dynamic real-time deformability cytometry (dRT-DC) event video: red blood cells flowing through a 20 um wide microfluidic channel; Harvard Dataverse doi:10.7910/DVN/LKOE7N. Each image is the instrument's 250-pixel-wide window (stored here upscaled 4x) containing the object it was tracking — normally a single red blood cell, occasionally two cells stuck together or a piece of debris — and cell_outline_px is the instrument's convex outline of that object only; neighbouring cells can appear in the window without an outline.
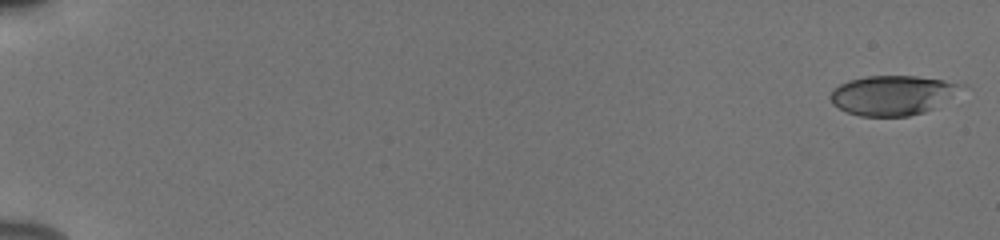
{"species": "human", "species_latin": "Homo sapiens", "temperature_condition": "cold", "stored_images_in_passage": 55, "camera_frame_rate_fps": 3000, "um_per_image_px": 0.085, "donor": {"sex": "male"}, "frame": {"image": 1, "passage_image": 1, "time_ms": 0.0, "image_size_px": [1000, 240], "cell_outline_px": [[968, 84], [932, 108], [924, 112], [908, 116], [860, 116], [848, 112], [832, 104], [828, 96], [832, 88], [848, 80], [868, 76], [916, 76], [944, 80]], "centroid_in_image_um": [75.8, 8.08], "position_along_channel_um": 9.2, "area_um2": 30.0}}
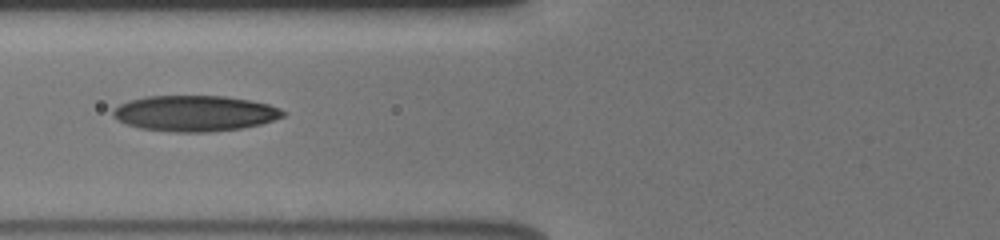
{"frame": {"image": 2, "passage_image": 24, "time_ms": 7.667, "image_size_px": [1000, 240], "cell_outline_px": [[288, 112], [284, 116], [260, 124], [240, 128], [208, 132], [176, 132], [140, 128], [128, 124], [112, 116], [112, 112], [120, 104], [128, 100], [144, 96], [224, 96], [248, 100], [268, 104], [280, 108]], "centroid_in_image_um": [16.56, 9.63], "position_along_channel_um": 109.2, "area_um2": 35.26}}
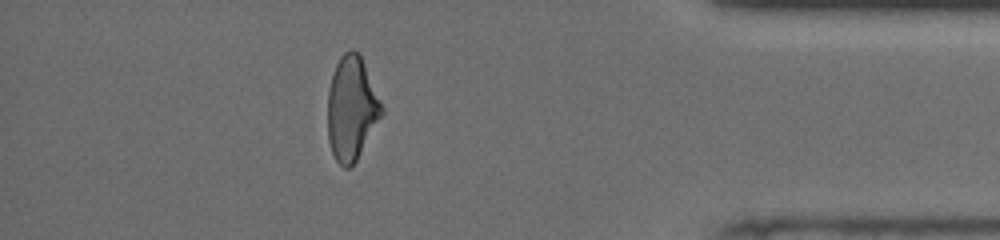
{"frame": {"image": 3, "passage_image": 49, "time_ms": 16.0, "image_size_px": [1000, 240], "cell_outline_px": [[384, 112], [356, 160], [348, 168], [344, 168], [336, 160], [332, 152], [328, 140], [328, 92], [332, 76], [336, 64], [340, 56], [344, 52], [352, 48], [360, 52], [384, 108]], "centroid_in_image_um": [29.89, 9.17], "position_along_channel_um": 405.3, "area_um2": 32.66}, "authors_computed_cell_mechanics": {"area_um2": 33.524, "velocity_mm_per_s": 3.907, "shape_relaxation_time_tau1_ms": 5.1442, "shape_relaxation_time_tau2_ms": 2.2955, "deformation_change_tau1": 0.1914, "deformation_change_tau2": 0.1046}}